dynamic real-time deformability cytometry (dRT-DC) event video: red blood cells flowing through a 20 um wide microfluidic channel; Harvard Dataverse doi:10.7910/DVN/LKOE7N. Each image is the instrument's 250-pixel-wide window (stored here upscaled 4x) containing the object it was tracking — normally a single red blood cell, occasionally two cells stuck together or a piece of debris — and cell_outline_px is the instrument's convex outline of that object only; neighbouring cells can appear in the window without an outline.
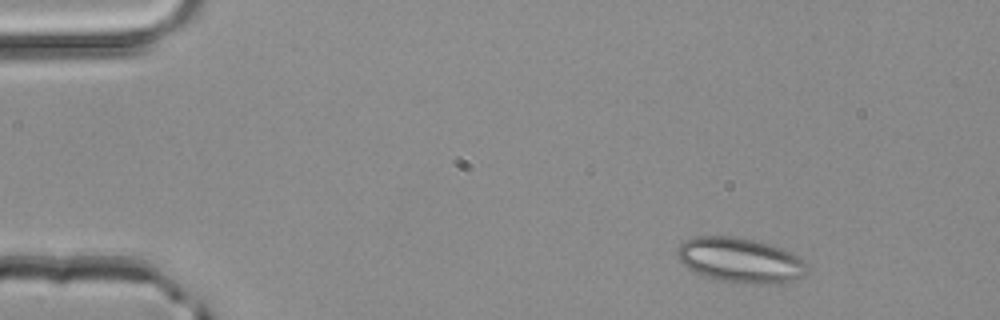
{"species": "common noctule bat (a hibernating species)", "species_latin": "Nyctalus noctula", "temperature_condition": "room temperature", "stored_images_in_passage": 4, "camera_frame_rate_fps": 3000, "um_per_image_px": 0.085, "animal": {"sex": "male", "body_mass_g": 20.4}, "frame": {"image": 1, "passage_image": 1, "time_ms": 0.0, "image_size_px": [1000, 320], "cell_outline_px": [[808, 268], [800, 276], [788, 284], [732, 284], [712, 280], [688, 268], [676, 256], [676, 248], [684, 240], [696, 236], [732, 236], [752, 240], [784, 248], [800, 256]], "centroid_in_image_um": [62.91, 22.15], "position_along_channel_um": 22.1, "area_um2": 34.68}}